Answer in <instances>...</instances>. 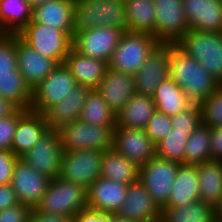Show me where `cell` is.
<instances>
[{"label": "cell", "mask_w": 222, "mask_h": 222, "mask_svg": "<svg viewBox=\"0 0 222 222\" xmlns=\"http://www.w3.org/2000/svg\"><path fill=\"white\" fill-rule=\"evenodd\" d=\"M169 77L194 104H201L221 85L200 62L187 55L176 44H170Z\"/></svg>", "instance_id": "obj_1"}, {"label": "cell", "mask_w": 222, "mask_h": 222, "mask_svg": "<svg viewBox=\"0 0 222 222\" xmlns=\"http://www.w3.org/2000/svg\"><path fill=\"white\" fill-rule=\"evenodd\" d=\"M75 33L100 26L127 31L125 0H75Z\"/></svg>", "instance_id": "obj_2"}, {"label": "cell", "mask_w": 222, "mask_h": 222, "mask_svg": "<svg viewBox=\"0 0 222 222\" xmlns=\"http://www.w3.org/2000/svg\"><path fill=\"white\" fill-rule=\"evenodd\" d=\"M88 208L87 189L82 185L56 177L51 180L36 210L59 216L74 218L81 210Z\"/></svg>", "instance_id": "obj_3"}, {"label": "cell", "mask_w": 222, "mask_h": 222, "mask_svg": "<svg viewBox=\"0 0 222 222\" xmlns=\"http://www.w3.org/2000/svg\"><path fill=\"white\" fill-rule=\"evenodd\" d=\"M175 44L222 84V33L189 30Z\"/></svg>", "instance_id": "obj_4"}, {"label": "cell", "mask_w": 222, "mask_h": 222, "mask_svg": "<svg viewBox=\"0 0 222 222\" xmlns=\"http://www.w3.org/2000/svg\"><path fill=\"white\" fill-rule=\"evenodd\" d=\"M160 45L151 34L125 31L108 63L109 68L134 75Z\"/></svg>", "instance_id": "obj_5"}, {"label": "cell", "mask_w": 222, "mask_h": 222, "mask_svg": "<svg viewBox=\"0 0 222 222\" xmlns=\"http://www.w3.org/2000/svg\"><path fill=\"white\" fill-rule=\"evenodd\" d=\"M17 36L46 58L63 64L73 39L64 31L30 21Z\"/></svg>", "instance_id": "obj_6"}, {"label": "cell", "mask_w": 222, "mask_h": 222, "mask_svg": "<svg viewBox=\"0 0 222 222\" xmlns=\"http://www.w3.org/2000/svg\"><path fill=\"white\" fill-rule=\"evenodd\" d=\"M114 128L86 124L80 119L68 123L59 130L63 151L112 150Z\"/></svg>", "instance_id": "obj_7"}, {"label": "cell", "mask_w": 222, "mask_h": 222, "mask_svg": "<svg viewBox=\"0 0 222 222\" xmlns=\"http://www.w3.org/2000/svg\"><path fill=\"white\" fill-rule=\"evenodd\" d=\"M180 163L159 158L156 155L139 167V180L161 209L170 198Z\"/></svg>", "instance_id": "obj_8"}, {"label": "cell", "mask_w": 222, "mask_h": 222, "mask_svg": "<svg viewBox=\"0 0 222 222\" xmlns=\"http://www.w3.org/2000/svg\"><path fill=\"white\" fill-rule=\"evenodd\" d=\"M103 153L98 149L64 152L58 177L88 189L100 177Z\"/></svg>", "instance_id": "obj_9"}, {"label": "cell", "mask_w": 222, "mask_h": 222, "mask_svg": "<svg viewBox=\"0 0 222 222\" xmlns=\"http://www.w3.org/2000/svg\"><path fill=\"white\" fill-rule=\"evenodd\" d=\"M125 30L100 26L74 33L72 48L83 56L110 62Z\"/></svg>", "instance_id": "obj_10"}, {"label": "cell", "mask_w": 222, "mask_h": 222, "mask_svg": "<svg viewBox=\"0 0 222 222\" xmlns=\"http://www.w3.org/2000/svg\"><path fill=\"white\" fill-rule=\"evenodd\" d=\"M63 153L59 130L48 129L21 159L37 172L54 179L61 171Z\"/></svg>", "instance_id": "obj_11"}, {"label": "cell", "mask_w": 222, "mask_h": 222, "mask_svg": "<svg viewBox=\"0 0 222 222\" xmlns=\"http://www.w3.org/2000/svg\"><path fill=\"white\" fill-rule=\"evenodd\" d=\"M77 85L65 64H59L32 90L30 110L44 113L50 106L61 102Z\"/></svg>", "instance_id": "obj_12"}, {"label": "cell", "mask_w": 222, "mask_h": 222, "mask_svg": "<svg viewBox=\"0 0 222 222\" xmlns=\"http://www.w3.org/2000/svg\"><path fill=\"white\" fill-rule=\"evenodd\" d=\"M156 8L155 38L161 44H175L190 29L183 0H154Z\"/></svg>", "instance_id": "obj_13"}, {"label": "cell", "mask_w": 222, "mask_h": 222, "mask_svg": "<svg viewBox=\"0 0 222 222\" xmlns=\"http://www.w3.org/2000/svg\"><path fill=\"white\" fill-rule=\"evenodd\" d=\"M51 180L50 177L37 172L23 161V159L18 158L15 162L10 184L15 190L21 204L36 208L46 193Z\"/></svg>", "instance_id": "obj_14"}, {"label": "cell", "mask_w": 222, "mask_h": 222, "mask_svg": "<svg viewBox=\"0 0 222 222\" xmlns=\"http://www.w3.org/2000/svg\"><path fill=\"white\" fill-rule=\"evenodd\" d=\"M170 44H161L134 74L137 95L153 97L156 88L169 77Z\"/></svg>", "instance_id": "obj_15"}, {"label": "cell", "mask_w": 222, "mask_h": 222, "mask_svg": "<svg viewBox=\"0 0 222 222\" xmlns=\"http://www.w3.org/2000/svg\"><path fill=\"white\" fill-rule=\"evenodd\" d=\"M112 149L138 167L155 156V144L145 129L114 128Z\"/></svg>", "instance_id": "obj_16"}, {"label": "cell", "mask_w": 222, "mask_h": 222, "mask_svg": "<svg viewBox=\"0 0 222 222\" xmlns=\"http://www.w3.org/2000/svg\"><path fill=\"white\" fill-rule=\"evenodd\" d=\"M161 209L138 180L128 186L126 198L115 216L132 222H154L160 219Z\"/></svg>", "instance_id": "obj_17"}, {"label": "cell", "mask_w": 222, "mask_h": 222, "mask_svg": "<svg viewBox=\"0 0 222 222\" xmlns=\"http://www.w3.org/2000/svg\"><path fill=\"white\" fill-rule=\"evenodd\" d=\"M75 0H48L32 8L31 21L64 31L72 39L75 33Z\"/></svg>", "instance_id": "obj_18"}, {"label": "cell", "mask_w": 222, "mask_h": 222, "mask_svg": "<svg viewBox=\"0 0 222 222\" xmlns=\"http://www.w3.org/2000/svg\"><path fill=\"white\" fill-rule=\"evenodd\" d=\"M190 30L222 33V0H183Z\"/></svg>", "instance_id": "obj_19"}, {"label": "cell", "mask_w": 222, "mask_h": 222, "mask_svg": "<svg viewBox=\"0 0 222 222\" xmlns=\"http://www.w3.org/2000/svg\"><path fill=\"white\" fill-rule=\"evenodd\" d=\"M128 186L99 177L87 189L88 208L114 215L126 198Z\"/></svg>", "instance_id": "obj_20"}, {"label": "cell", "mask_w": 222, "mask_h": 222, "mask_svg": "<svg viewBox=\"0 0 222 222\" xmlns=\"http://www.w3.org/2000/svg\"><path fill=\"white\" fill-rule=\"evenodd\" d=\"M91 89L77 84L61 102L50 106L43 113L48 129L60 130L64 125L78 120Z\"/></svg>", "instance_id": "obj_21"}, {"label": "cell", "mask_w": 222, "mask_h": 222, "mask_svg": "<svg viewBox=\"0 0 222 222\" xmlns=\"http://www.w3.org/2000/svg\"><path fill=\"white\" fill-rule=\"evenodd\" d=\"M17 63L19 72L32 90L59 65L35 51L18 36Z\"/></svg>", "instance_id": "obj_22"}, {"label": "cell", "mask_w": 222, "mask_h": 222, "mask_svg": "<svg viewBox=\"0 0 222 222\" xmlns=\"http://www.w3.org/2000/svg\"><path fill=\"white\" fill-rule=\"evenodd\" d=\"M96 89L108 106L117 114L136 94L135 77L132 74L108 68L105 77Z\"/></svg>", "instance_id": "obj_23"}, {"label": "cell", "mask_w": 222, "mask_h": 222, "mask_svg": "<svg viewBox=\"0 0 222 222\" xmlns=\"http://www.w3.org/2000/svg\"><path fill=\"white\" fill-rule=\"evenodd\" d=\"M48 130L42 113L28 110L19 120L11 143V151L21 158Z\"/></svg>", "instance_id": "obj_24"}, {"label": "cell", "mask_w": 222, "mask_h": 222, "mask_svg": "<svg viewBox=\"0 0 222 222\" xmlns=\"http://www.w3.org/2000/svg\"><path fill=\"white\" fill-rule=\"evenodd\" d=\"M78 85L97 88L105 77L109 64L106 61L83 56L73 48L69 51L64 61Z\"/></svg>", "instance_id": "obj_25"}, {"label": "cell", "mask_w": 222, "mask_h": 222, "mask_svg": "<svg viewBox=\"0 0 222 222\" xmlns=\"http://www.w3.org/2000/svg\"><path fill=\"white\" fill-rule=\"evenodd\" d=\"M155 112L152 97L135 94L116 114V127L145 129Z\"/></svg>", "instance_id": "obj_26"}, {"label": "cell", "mask_w": 222, "mask_h": 222, "mask_svg": "<svg viewBox=\"0 0 222 222\" xmlns=\"http://www.w3.org/2000/svg\"><path fill=\"white\" fill-rule=\"evenodd\" d=\"M199 200L216 207L222 199V161L210 160L196 164Z\"/></svg>", "instance_id": "obj_27"}, {"label": "cell", "mask_w": 222, "mask_h": 222, "mask_svg": "<svg viewBox=\"0 0 222 222\" xmlns=\"http://www.w3.org/2000/svg\"><path fill=\"white\" fill-rule=\"evenodd\" d=\"M199 200L196 165L181 164L172 185L171 195L164 207H180Z\"/></svg>", "instance_id": "obj_28"}, {"label": "cell", "mask_w": 222, "mask_h": 222, "mask_svg": "<svg viewBox=\"0 0 222 222\" xmlns=\"http://www.w3.org/2000/svg\"><path fill=\"white\" fill-rule=\"evenodd\" d=\"M152 98L156 111L168 116H174L194 104L170 77L160 83Z\"/></svg>", "instance_id": "obj_29"}, {"label": "cell", "mask_w": 222, "mask_h": 222, "mask_svg": "<svg viewBox=\"0 0 222 222\" xmlns=\"http://www.w3.org/2000/svg\"><path fill=\"white\" fill-rule=\"evenodd\" d=\"M154 0H125L127 31L148 33L155 37L156 8Z\"/></svg>", "instance_id": "obj_30"}, {"label": "cell", "mask_w": 222, "mask_h": 222, "mask_svg": "<svg viewBox=\"0 0 222 222\" xmlns=\"http://www.w3.org/2000/svg\"><path fill=\"white\" fill-rule=\"evenodd\" d=\"M31 19L28 0H0V34L17 35Z\"/></svg>", "instance_id": "obj_31"}, {"label": "cell", "mask_w": 222, "mask_h": 222, "mask_svg": "<svg viewBox=\"0 0 222 222\" xmlns=\"http://www.w3.org/2000/svg\"><path fill=\"white\" fill-rule=\"evenodd\" d=\"M100 177L130 185L139 180V167L113 149L104 151Z\"/></svg>", "instance_id": "obj_32"}, {"label": "cell", "mask_w": 222, "mask_h": 222, "mask_svg": "<svg viewBox=\"0 0 222 222\" xmlns=\"http://www.w3.org/2000/svg\"><path fill=\"white\" fill-rule=\"evenodd\" d=\"M162 222H216L215 208L202 200L180 207H162Z\"/></svg>", "instance_id": "obj_33"}, {"label": "cell", "mask_w": 222, "mask_h": 222, "mask_svg": "<svg viewBox=\"0 0 222 222\" xmlns=\"http://www.w3.org/2000/svg\"><path fill=\"white\" fill-rule=\"evenodd\" d=\"M0 97L13 103L18 109L30 110L32 89L19 70L0 75Z\"/></svg>", "instance_id": "obj_34"}, {"label": "cell", "mask_w": 222, "mask_h": 222, "mask_svg": "<svg viewBox=\"0 0 222 222\" xmlns=\"http://www.w3.org/2000/svg\"><path fill=\"white\" fill-rule=\"evenodd\" d=\"M79 119L96 126H116V113L96 88L90 90Z\"/></svg>", "instance_id": "obj_35"}, {"label": "cell", "mask_w": 222, "mask_h": 222, "mask_svg": "<svg viewBox=\"0 0 222 222\" xmlns=\"http://www.w3.org/2000/svg\"><path fill=\"white\" fill-rule=\"evenodd\" d=\"M211 127L201 124L187 139L184 164L196 165L211 160Z\"/></svg>", "instance_id": "obj_36"}, {"label": "cell", "mask_w": 222, "mask_h": 222, "mask_svg": "<svg viewBox=\"0 0 222 222\" xmlns=\"http://www.w3.org/2000/svg\"><path fill=\"white\" fill-rule=\"evenodd\" d=\"M193 131L173 129L155 145V155L170 161L184 164V153L188 136Z\"/></svg>", "instance_id": "obj_37"}, {"label": "cell", "mask_w": 222, "mask_h": 222, "mask_svg": "<svg viewBox=\"0 0 222 222\" xmlns=\"http://www.w3.org/2000/svg\"><path fill=\"white\" fill-rule=\"evenodd\" d=\"M202 124L209 127L222 126V84L201 104Z\"/></svg>", "instance_id": "obj_38"}, {"label": "cell", "mask_w": 222, "mask_h": 222, "mask_svg": "<svg viewBox=\"0 0 222 222\" xmlns=\"http://www.w3.org/2000/svg\"><path fill=\"white\" fill-rule=\"evenodd\" d=\"M17 35L0 34V75L18 69Z\"/></svg>", "instance_id": "obj_39"}, {"label": "cell", "mask_w": 222, "mask_h": 222, "mask_svg": "<svg viewBox=\"0 0 222 222\" xmlns=\"http://www.w3.org/2000/svg\"><path fill=\"white\" fill-rule=\"evenodd\" d=\"M172 128L180 131H194L202 124L200 104H193L188 109L171 116Z\"/></svg>", "instance_id": "obj_40"}, {"label": "cell", "mask_w": 222, "mask_h": 222, "mask_svg": "<svg viewBox=\"0 0 222 222\" xmlns=\"http://www.w3.org/2000/svg\"><path fill=\"white\" fill-rule=\"evenodd\" d=\"M172 130V119L164 113L156 111L153 117L149 120L145 131L150 137V140L156 145L159 141L164 139L166 135Z\"/></svg>", "instance_id": "obj_41"}, {"label": "cell", "mask_w": 222, "mask_h": 222, "mask_svg": "<svg viewBox=\"0 0 222 222\" xmlns=\"http://www.w3.org/2000/svg\"><path fill=\"white\" fill-rule=\"evenodd\" d=\"M27 111L25 109H17L11 116L0 118V150H11V143L18 120Z\"/></svg>", "instance_id": "obj_42"}, {"label": "cell", "mask_w": 222, "mask_h": 222, "mask_svg": "<svg viewBox=\"0 0 222 222\" xmlns=\"http://www.w3.org/2000/svg\"><path fill=\"white\" fill-rule=\"evenodd\" d=\"M33 208L25 204L0 210V222H30Z\"/></svg>", "instance_id": "obj_43"}, {"label": "cell", "mask_w": 222, "mask_h": 222, "mask_svg": "<svg viewBox=\"0 0 222 222\" xmlns=\"http://www.w3.org/2000/svg\"><path fill=\"white\" fill-rule=\"evenodd\" d=\"M17 159L11 150H0V185L11 183Z\"/></svg>", "instance_id": "obj_44"}, {"label": "cell", "mask_w": 222, "mask_h": 222, "mask_svg": "<svg viewBox=\"0 0 222 222\" xmlns=\"http://www.w3.org/2000/svg\"><path fill=\"white\" fill-rule=\"evenodd\" d=\"M73 222H111V214L86 208L73 218Z\"/></svg>", "instance_id": "obj_45"}, {"label": "cell", "mask_w": 222, "mask_h": 222, "mask_svg": "<svg viewBox=\"0 0 222 222\" xmlns=\"http://www.w3.org/2000/svg\"><path fill=\"white\" fill-rule=\"evenodd\" d=\"M20 204L17 194L11 184L0 185V210L14 207Z\"/></svg>", "instance_id": "obj_46"}, {"label": "cell", "mask_w": 222, "mask_h": 222, "mask_svg": "<svg viewBox=\"0 0 222 222\" xmlns=\"http://www.w3.org/2000/svg\"><path fill=\"white\" fill-rule=\"evenodd\" d=\"M211 160L222 161V126L211 127Z\"/></svg>", "instance_id": "obj_47"}, {"label": "cell", "mask_w": 222, "mask_h": 222, "mask_svg": "<svg viewBox=\"0 0 222 222\" xmlns=\"http://www.w3.org/2000/svg\"><path fill=\"white\" fill-rule=\"evenodd\" d=\"M30 222H73V218L68 216L40 213L35 208H33L30 216Z\"/></svg>", "instance_id": "obj_48"}, {"label": "cell", "mask_w": 222, "mask_h": 222, "mask_svg": "<svg viewBox=\"0 0 222 222\" xmlns=\"http://www.w3.org/2000/svg\"><path fill=\"white\" fill-rule=\"evenodd\" d=\"M17 109L13 103L0 97V118L11 116Z\"/></svg>", "instance_id": "obj_49"}, {"label": "cell", "mask_w": 222, "mask_h": 222, "mask_svg": "<svg viewBox=\"0 0 222 222\" xmlns=\"http://www.w3.org/2000/svg\"><path fill=\"white\" fill-rule=\"evenodd\" d=\"M215 220L222 222V199L221 202L215 207Z\"/></svg>", "instance_id": "obj_50"}, {"label": "cell", "mask_w": 222, "mask_h": 222, "mask_svg": "<svg viewBox=\"0 0 222 222\" xmlns=\"http://www.w3.org/2000/svg\"><path fill=\"white\" fill-rule=\"evenodd\" d=\"M28 1H29L30 6L33 8L37 5L45 3L48 0H28Z\"/></svg>", "instance_id": "obj_51"}, {"label": "cell", "mask_w": 222, "mask_h": 222, "mask_svg": "<svg viewBox=\"0 0 222 222\" xmlns=\"http://www.w3.org/2000/svg\"><path fill=\"white\" fill-rule=\"evenodd\" d=\"M111 222H132L127 219L119 218L113 214H111Z\"/></svg>", "instance_id": "obj_52"}]
</instances>
